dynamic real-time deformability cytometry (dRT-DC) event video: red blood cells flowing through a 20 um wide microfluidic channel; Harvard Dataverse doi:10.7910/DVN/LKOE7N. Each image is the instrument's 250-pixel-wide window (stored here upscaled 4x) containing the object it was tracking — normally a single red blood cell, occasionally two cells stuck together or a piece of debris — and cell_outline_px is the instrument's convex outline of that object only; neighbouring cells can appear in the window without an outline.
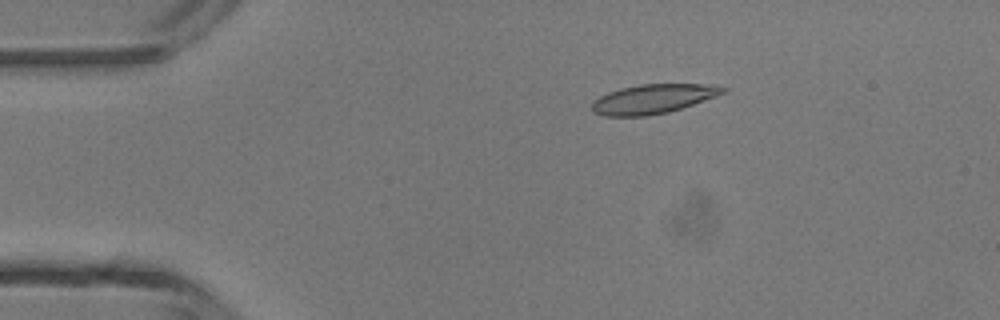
{"species": "common noctule bat (a hibernating species)", "species_latin": "Nyctalus noctula", "temperature_condition": "room temperature", "stored_images_in_passage": 5, "camera_frame_rate_fps": 3000, "um_per_image_px": 0.085, "animal": {"sex": "male", "body_mass_g": 13.3}, "frame": {"image": 1, "passage_image": 3, "time_ms": 2.333, "image_size_px": [1000, 320], "cell_outline_px": [[728, 92], [668, 112], [648, 116], [604, 116], [592, 112], [592, 100], [608, 92], [620, 88], [640, 84], [700, 84], [728, 88]], "centroid_in_image_um": [55.46, 8.41], "position_along_channel_um": 29.5, "area_um2": 22.31}}
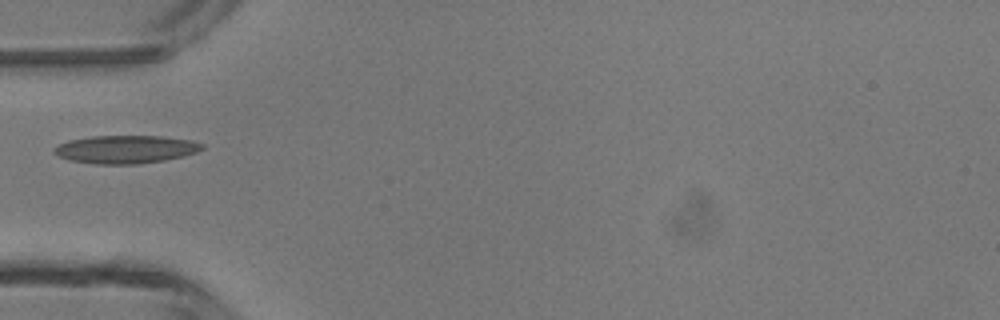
{"frame": {"image": 2, "passage_image": 5, "time_ms": 4.667, "image_size_px": [1000, 320], "cell_outline_px": [[204, 148], [196, 152], [184, 156], [164, 160], [136, 164], [96, 164], [68, 160], [52, 152], [52, 148], [68, 140], [92, 136], [160, 136], [192, 140], [204, 144]], "centroid_in_image_um": [10.67, 12.69], "position_along_channel_um": 74.3, "area_um2": 24.22}}